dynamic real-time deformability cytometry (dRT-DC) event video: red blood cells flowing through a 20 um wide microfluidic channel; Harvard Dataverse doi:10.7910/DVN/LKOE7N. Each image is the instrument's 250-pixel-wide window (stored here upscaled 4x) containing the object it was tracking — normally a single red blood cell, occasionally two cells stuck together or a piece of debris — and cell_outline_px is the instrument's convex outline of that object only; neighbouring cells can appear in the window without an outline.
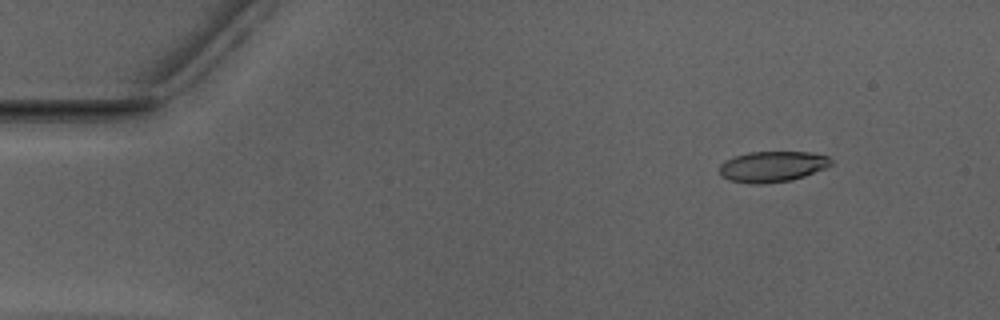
{"species": "Egyptian fruit bat (a non-hibernating species)", "species_latin": "Rousettus aegyptiacus", "temperature_condition": "warm", "stored_images_in_passage": 47, "camera_frame_rate_fps": 3000, "um_per_image_px": 0.085, "animal": {"sex": "male"}, "frame": {"image": 1, "passage_image": 1, "time_ms": 0.0, "image_size_px": [1000, 320], "cell_outline_px": [[832, 164], [824, 168], [804, 176], [792, 180], [760, 184], [752, 184], [728, 180], [720, 176], [720, 164], [724, 160], [748, 152], [812, 152], [828, 156], [832, 160]], "centroid_in_image_um": [65.63, 14.16], "position_along_channel_um": 19.4, "area_um2": 20.06}}
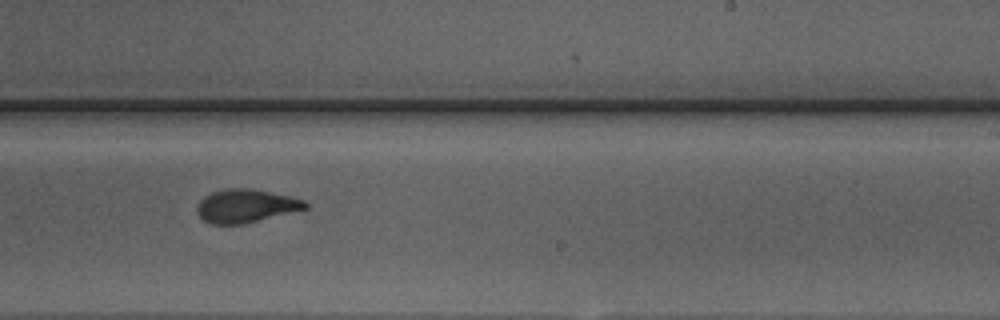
{"frame": {"image": 2, "passage_image": 27, "time_ms": 8.667, "image_size_px": [1000, 320], "cell_outline_px": [[308, 208], [244, 224], [212, 224], [204, 220], [196, 212], [196, 208], [200, 200], [204, 196], [212, 192], [228, 188], [252, 188], [288, 196], [304, 200], [308, 204]], "centroid_in_image_um": [20.88, 17.5], "position_along_channel_um": 268.1, "area_um2": 20.92}}
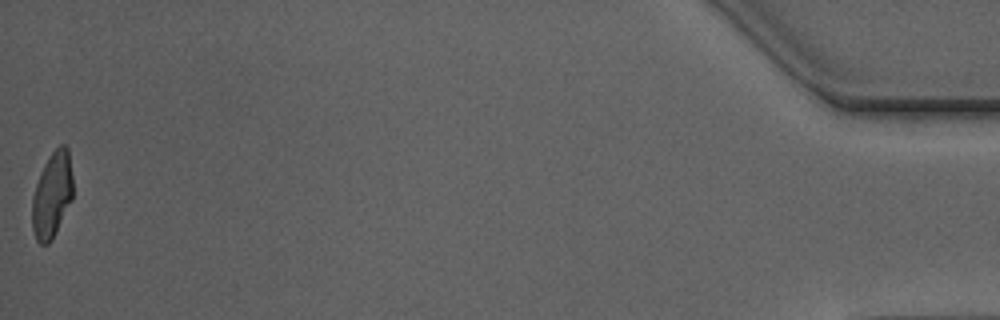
{"frame": {"image": 3, "passage_image": 47, "time_ms": 15.333, "image_size_px": [1000, 320], "cell_outline_px": [[72, 200], [52, 240], [48, 244], [40, 244], [36, 240], [32, 228], [32, 196], [40, 172], [48, 156], [60, 144], [64, 144], [68, 148], [72, 176]], "centroid_in_image_um": [4.42, 16.57], "position_along_channel_um": 430.8, "area_um2": 20.46}, "authors_computed_cell_mechanics": {"area_um2": 21.2704, "velocity_mm_per_s": 3.9584, "shape_relaxation_time_tau1_ms": 7.1483, "shape_relaxation_time_tau2_ms": 1.1677, "deformation_change_tau1": 0.2299, "deformation_change_tau2": 0.0759}}